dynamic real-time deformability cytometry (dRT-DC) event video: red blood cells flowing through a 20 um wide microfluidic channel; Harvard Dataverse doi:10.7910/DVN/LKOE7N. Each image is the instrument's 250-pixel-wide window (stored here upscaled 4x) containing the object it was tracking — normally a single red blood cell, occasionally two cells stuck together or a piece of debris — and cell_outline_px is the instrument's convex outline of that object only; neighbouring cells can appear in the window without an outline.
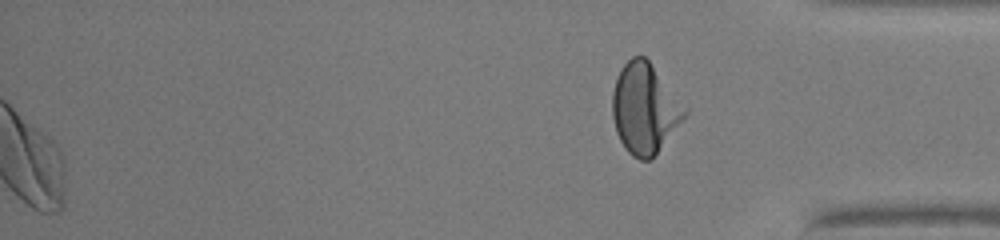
{"species": "human", "species_latin": "Homo sapiens", "temperature_condition": "warm", "stored_images_in_passage": 41, "segment_of_instrument_passage": [2, 2], "camera_frame_rate_fps": 3000, "um_per_image_px": 0.085, "donor": {"sex": "male"}, "frame": {"image": 1, "passage_image": 41, "time_ms": 13.333, "image_size_px": [1000, 240], "cell_outline_px": [[688, 112], [652, 160], [640, 160], [632, 156], [624, 148], [616, 132], [612, 116], [612, 92], [620, 68], [632, 56], [644, 56], [648, 60], [688, 108]], "centroid_in_image_um": [54.79, 9.24], "position_along_channel_um": 380.4, "area_um2": 38.03}}